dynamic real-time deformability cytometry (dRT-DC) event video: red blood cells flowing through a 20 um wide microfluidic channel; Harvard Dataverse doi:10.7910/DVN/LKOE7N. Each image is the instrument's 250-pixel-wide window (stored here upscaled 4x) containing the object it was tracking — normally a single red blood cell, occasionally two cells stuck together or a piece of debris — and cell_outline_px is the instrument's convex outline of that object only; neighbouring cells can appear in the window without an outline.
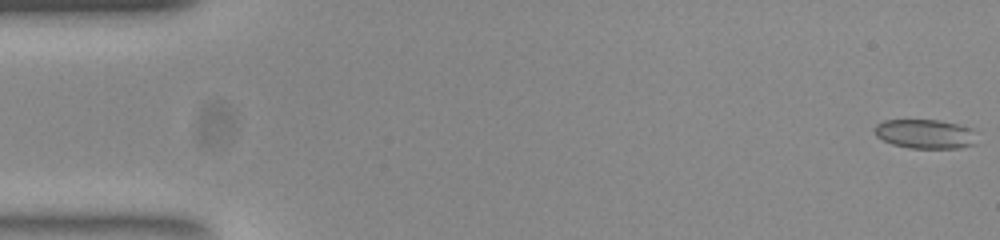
{"species": "common noctule bat (a hibernating species)", "species_latin": "Nyctalus noctula", "temperature_condition": "room temperature", "stored_images_in_passage": 52, "camera_frame_rate_fps": 3000, "um_per_image_px": 0.085, "animal": {"sex": "female", "body_mass_g": 23.0, "forearm_length_mm": 53.4}, "frame": {"image": 1, "passage_image": 1, "time_ms": 0.0, "image_size_px": [1000, 240], "cell_outline_px": [[976, 144], [960, 148], [908, 148], [892, 144], [876, 136], [876, 124], [884, 120], [940, 120], [972, 128]], "centroid_in_image_um": [78.65, 11.39], "position_along_channel_um": 6.4, "area_um2": 17.34}}
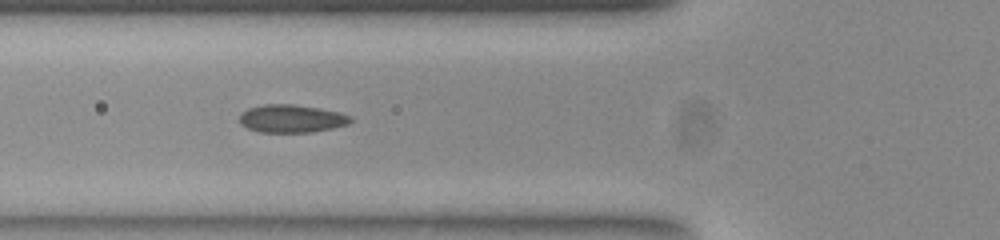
{"frame": {"image": 2, "passage_image": 19, "time_ms": 6.0, "image_size_px": [1000, 240], "cell_outline_px": [[352, 120], [348, 124], [332, 128], [308, 132], [260, 132], [248, 128], [240, 124], [240, 112], [248, 108], [264, 104], [292, 104], [340, 112], [352, 116]], "centroid_in_image_um": [24.76, 10.08], "position_along_channel_um": 101.0, "area_um2": 17.98}}
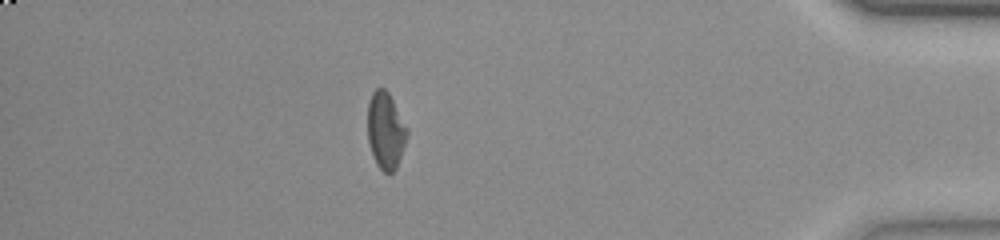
{"frame": {"image": 3, "passage_image": 46, "time_ms": 15.0, "image_size_px": [1000, 240], "cell_outline_px": [[408, 132], [396, 168], [392, 172], [384, 172], [376, 164], [368, 144], [368, 100], [372, 92], [376, 88], [384, 88], [388, 92], [408, 128]], "centroid_in_image_um": [32.76, 11.07], "position_along_channel_um": 402.4, "area_um2": 17.51}, "authors_computed_cell_mechanics": {"area_um2": 17.9469, "velocity_mm_per_s": 3.8715, "shape_relaxation_time_tau1_ms": null, "shape_relaxation_time_tau2_ms": 1.3083, "deformation_change_tau1": null, "deformation_change_tau2": 0.0528}}